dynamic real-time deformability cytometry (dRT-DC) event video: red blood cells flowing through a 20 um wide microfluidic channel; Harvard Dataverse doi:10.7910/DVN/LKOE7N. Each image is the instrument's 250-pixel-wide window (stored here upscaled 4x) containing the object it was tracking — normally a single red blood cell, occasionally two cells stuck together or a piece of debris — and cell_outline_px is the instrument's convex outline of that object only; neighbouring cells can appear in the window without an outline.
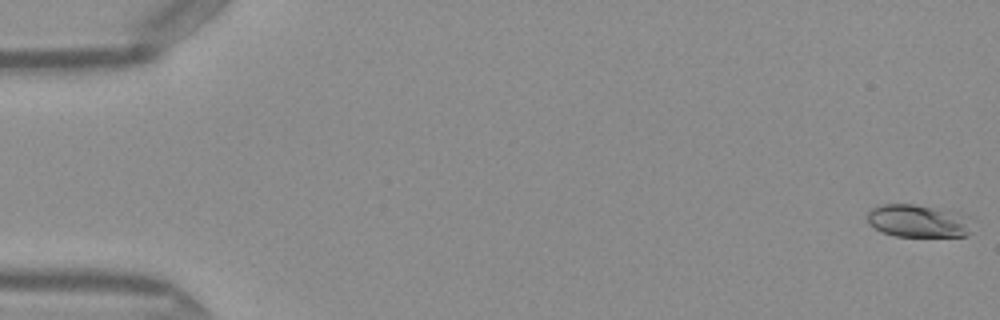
{"species": "Egyptian fruit bat (a non-hibernating species)", "species_latin": "Rousettus aegyptiacus", "temperature_condition": "warm", "stored_images_in_passage": 50, "camera_frame_rate_fps": 3000, "um_per_image_px": 0.085, "frame": {"image": 1, "passage_image": 1, "time_ms": 0.0, "image_size_px": [1000, 320], "cell_outline_px": [[972, 232], [968, 236], [896, 236], [880, 232], [868, 224], [868, 212], [872, 208], [880, 204], [916, 204], [960, 212], [968, 216]], "centroid_in_image_um": [78.05, 18.78], "position_along_channel_um": 6.9, "area_um2": 20.35}}
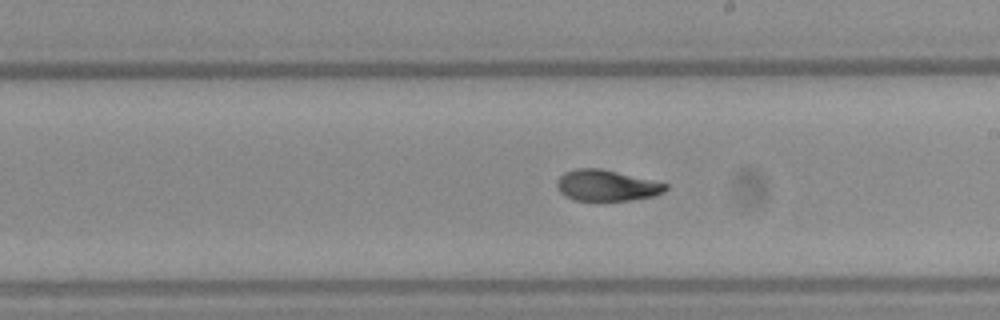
{"frame": {"image": 2, "passage_image": 29, "time_ms": 9.333, "image_size_px": [1000, 320], "cell_outline_px": [[668, 188], [664, 192], [656, 196], [632, 200], [576, 200], [564, 196], [556, 188], [556, 180], [564, 172], [576, 168], [600, 168], [668, 184]], "centroid_in_image_um": [51.54, 15.77], "position_along_channel_um": 237.5, "area_um2": 19.71}}
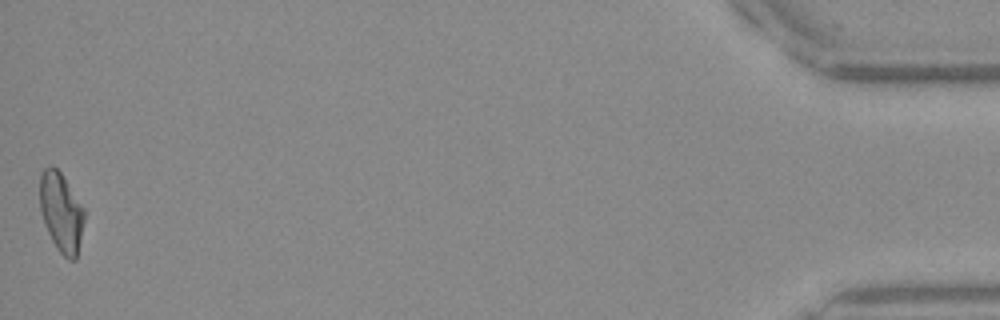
{"frame": {"image": 3, "passage_image": 50, "time_ms": 16.333, "image_size_px": [1000, 320], "cell_outline_px": [[84, 220], [76, 260], [68, 260], [56, 248], [44, 224], [40, 208], [40, 176], [44, 168], [48, 164], [52, 164], [60, 172], [84, 208]], "centroid_in_image_um": [5.19, 18.03], "position_along_channel_um": 430.0, "area_um2": 20.46}, "authors_computed_cell_mechanics": {"area_um2": 20.3456, "velocity_mm_per_s": 4.1029, "shape_relaxation_time_tau1_ms": 7.5086, "shape_relaxation_time_tau2_ms": 0.9862, "deformation_change_tau1": 0.2155, "deformation_change_tau2": 0.048}}